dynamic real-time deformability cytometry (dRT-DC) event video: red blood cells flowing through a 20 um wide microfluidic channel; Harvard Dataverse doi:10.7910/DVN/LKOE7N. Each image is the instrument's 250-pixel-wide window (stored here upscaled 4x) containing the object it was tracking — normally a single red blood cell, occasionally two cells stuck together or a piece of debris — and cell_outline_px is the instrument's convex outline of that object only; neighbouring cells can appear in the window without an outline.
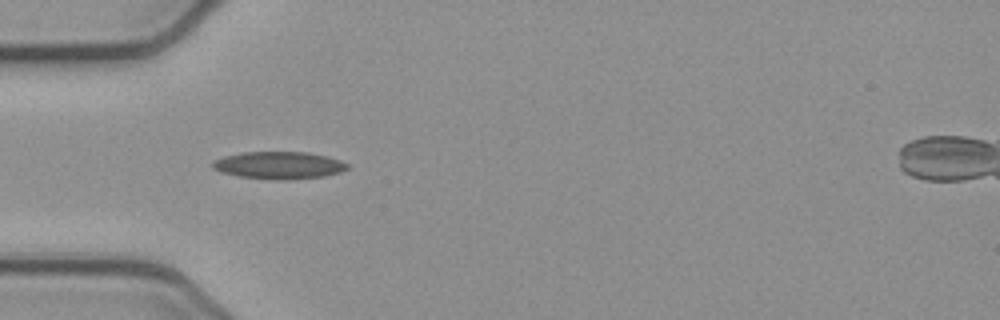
{"species": "common noctule bat (a hibernating species)", "species_latin": "Nyctalus noctula", "temperature_condition": "cold", "stored_images_in_passage": 37, "camera_frame_rate_fps": 3000, "um_per_image_px": 0.085, "animal": {"sex": "female", "body_mass_g": 21.9}, "frame": {"image": 1, "passage_image": 1, "time_ms": 0.0, "image_size_px": [1000, 320], "cell_outline_px": [[348, 168], [340, 172], [324, 176], [292, 180], [276, 180], [240, 176], [220, 172], [212, 168], [212, 160], [224, 156], [240, 152], [308, 152], [328, 156], [340, 160], [348, 164]], "centroid_in_image_um": [23.7, 14.04], "position_along_channel_um": 61.3, "area_um2": 21.68}}
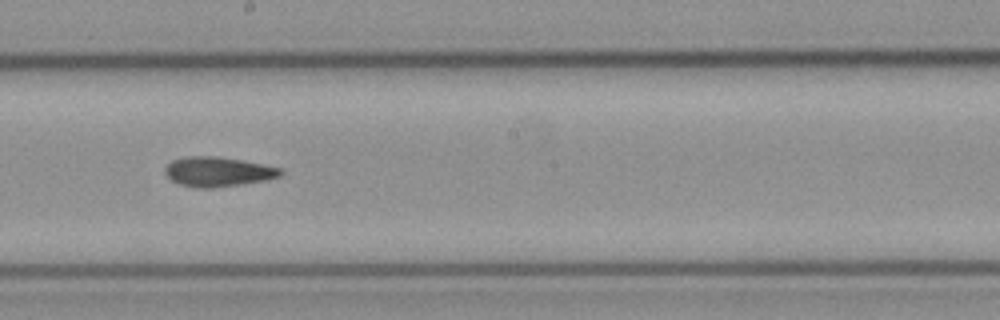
{"frame": {"image": 2, "passage_image": 14, "time_ms": 4.333, "image_size_px": [1000, 320], "cell_outline_px": [[284, 172], [280, 176], [264, 180], [240, 184], [212, 188], [200, 188], [180, 184], [172, 180], [164, 172], [164, 168], [172, 160], [184, 156], [216, 156], [240, 160], [280, 168]], "centroid_in_image_um": [18.48, 14.59], "position_along_channel_um": 229.7, "area_um2": 19.71}}
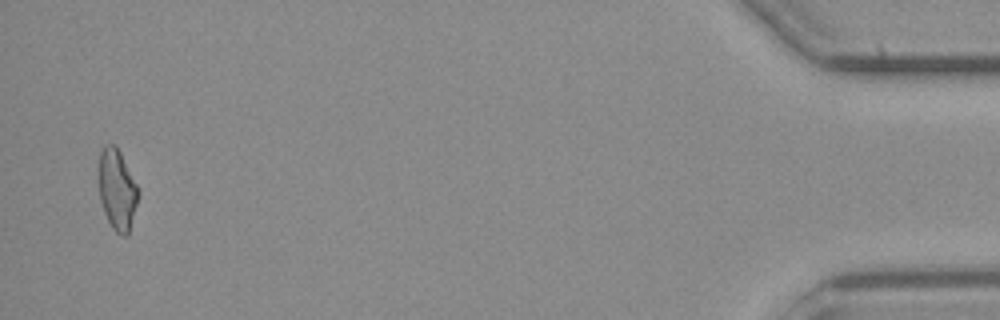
{"frame": {"image": 3, "passage_image": 36, "time_ms": 11.667, "image_size_px": [1000, 320], "cell_outline_px": [[140, 192], [128, 236], [120, 236], [112, 228], [104, 212], [100, 200], [100, 152], [104, 144], [116, 144]], "centroid_in_image_um": [9.97, 16.14], "position_along_channel_um": 425.2, "area_um2": 18.38}, "authors_computed_cell_mechanics": {"area_um2": 19.363, "velocity_mm_per_s": 3.9064, "shape_relaxation_time_tau1_ms": null, "shape_relaxation_time_tau2_ms": 6.3185, "deformation_change_tau1": null, "deformation_change_tau2": 0.1531}}